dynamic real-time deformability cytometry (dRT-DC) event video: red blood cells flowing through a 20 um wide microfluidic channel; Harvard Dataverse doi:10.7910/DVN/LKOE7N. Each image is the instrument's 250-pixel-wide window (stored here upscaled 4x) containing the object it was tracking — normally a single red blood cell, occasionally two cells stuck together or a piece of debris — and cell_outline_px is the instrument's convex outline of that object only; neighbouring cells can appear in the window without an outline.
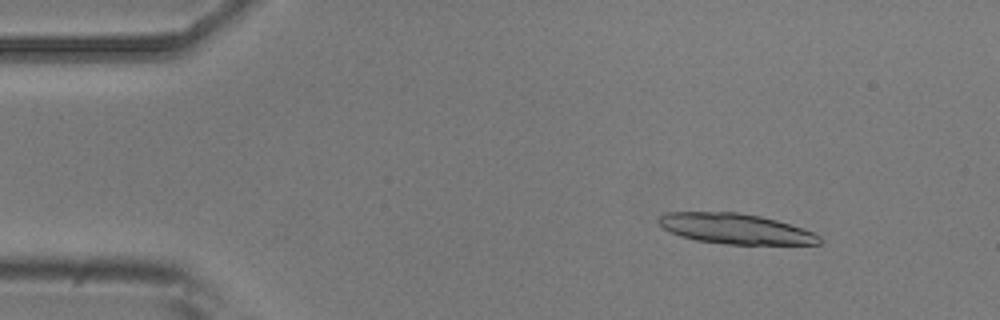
{"species": "common noctule bat (a hibernating species)", "species_latin": "Nyctalus noctula", "temperature_condition": "room temperature", "stored_images_in_passage": 10, "camera_frame_rate_fps": 3000, "um_per_image_px": 0.085, "animal": {"sex": "male", "body_mass_g": 20.5, "forearm_length_mm": 52.5}, "frame": {"image": 1, "passage_image": 4, "time_ms": 1.0, "image_size_px": [1000, 320], "cell_outline_px": [[820, 244], [728, 244], [696, 240], [680, 236], [664, 228], [656, 220], [660, 216], [668, 212], [740, 212], [760, 216], [776, 220], [812, 232], [820, 236]], "centroid_in_image_um": [62.48, 19.44], "position_along_channel_um": 22.5, "area_um2": 28.03}}